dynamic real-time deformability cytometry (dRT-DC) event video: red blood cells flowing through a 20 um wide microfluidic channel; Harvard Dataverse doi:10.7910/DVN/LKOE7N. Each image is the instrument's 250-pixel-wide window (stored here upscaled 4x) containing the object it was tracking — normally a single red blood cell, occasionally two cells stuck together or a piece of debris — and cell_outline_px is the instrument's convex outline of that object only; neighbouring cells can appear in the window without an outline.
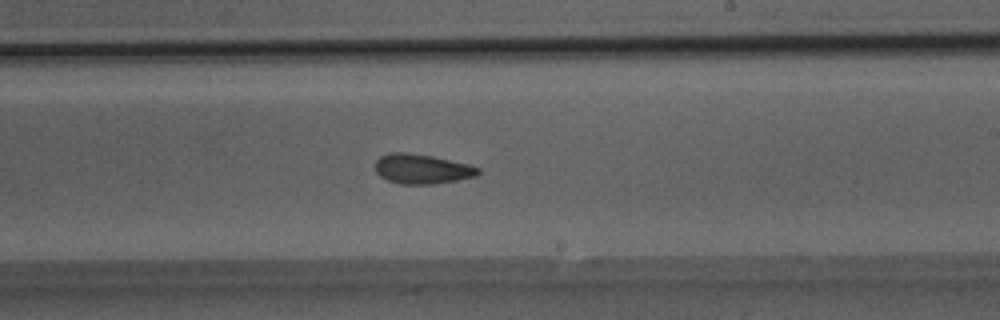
{"species": "Egyptian fruit bat (a non-hibernating species)", "species_latin": "Rousettus aegyptiacus", "temperature_condition": "room temperature", "stored_images_in_passage": 31, "segment_of_instrument_passage": [1, 2], "camera_frame_rate_fps": 3000, "um_per_image_px": 0.085, "animal": {"sex": "male"}, "frame": {"image": 1, "passage_image": 14, "time_ms": 4.333, "image_size_px": [1000, 320], "cell_outline_px": [[480, 172], [476, 176], [456, 180], [432, 184], [400, 184], [388, 180], [380, 176], [376, 172], [376, 160], [380, 156], [388, 152], [408, 152], [432, 156], [468, 164], [480, 168]], "centroid_in_image_um": [35.84, 14.35], "position_along_channel_um": 253.2, "area_um2": 17.8}}
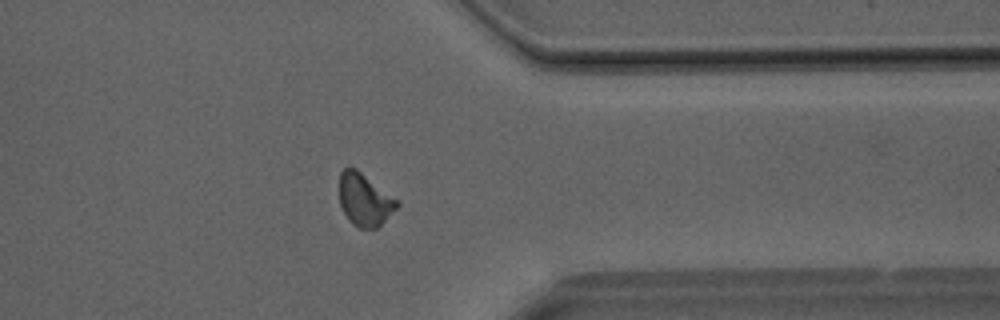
{"frame": {"image": 2, "passage_image": 22, "time_ms": 7.0, "image_size_px": [1000, 320], "cell_outline_px": [[400, 204], [376, 228], [360, 228], [352, 224], [348, 220], [340, 204], [340, 172], [344, 168], [356, 168], [400, 200]], "centroid_in_image_um": [31.0, 16.96], "position_along_channel_um": 380.4, "area_um2": 17.57}}
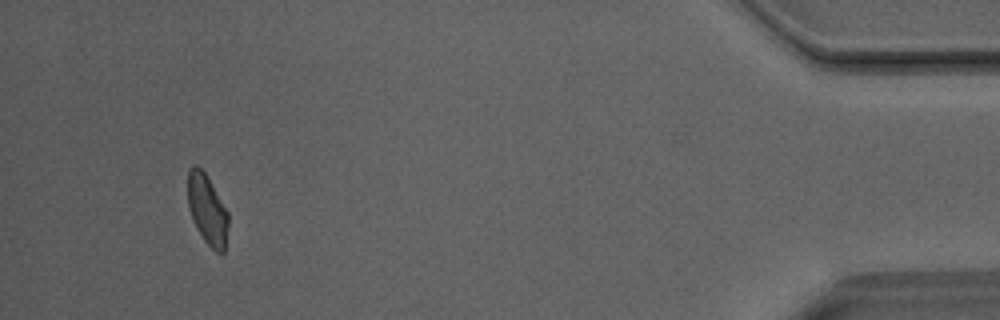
{"frame": {"image": 3, "passage_image": 28, "time_ms": 9.0, "image_size_px": [1000, 320], "cell_outline_px": [[228, 228], [224, 252], [220, 256], [204, 240], [188, 208], [188, 168], [192, 164], [196, 164], [204, 172], [228, 212]], "centroid_in_image_um": [17.62, 17.82], "position_along_channel_um": 417.6, "area_um2": 16.3}}